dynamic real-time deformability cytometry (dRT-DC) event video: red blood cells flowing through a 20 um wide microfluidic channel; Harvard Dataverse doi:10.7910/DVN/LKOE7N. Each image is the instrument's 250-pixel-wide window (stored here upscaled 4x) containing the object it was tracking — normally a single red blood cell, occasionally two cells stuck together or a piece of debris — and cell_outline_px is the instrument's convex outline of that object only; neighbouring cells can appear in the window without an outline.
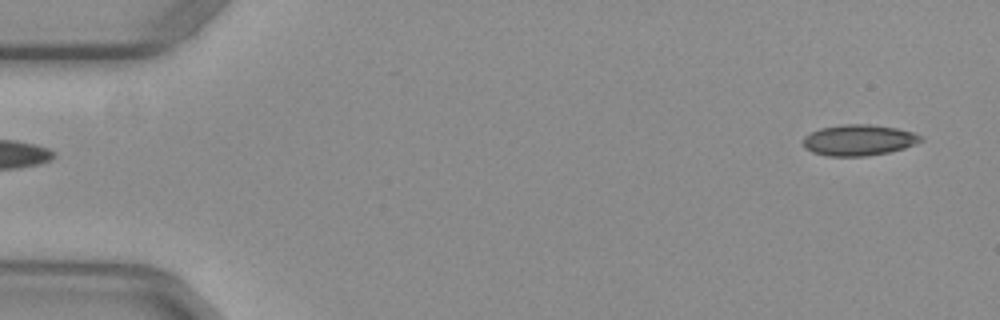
{"species": "common noctule bat (a hibernating species)", "species_latin": "Nyctalus noctula", "temperature_condition": "warm", "stored_images_in_passage": 50, "camera_frame_rate_fps": 3000, "um_per_image_px": 0.085, "animal": {"sex": "female", "body_mass_g": 29.2, "forearm_length_mm": 56.3}, "frame": {"image": 1, "passage_image": 1, "time_ms": 0.0, "image_size_px": [1000, 320], "cell_outline_px": [[924, 140], [904, 148], [888, 152], [864, 156], [828, 156], [812, 152], [804, 148], [804, 136], [820, 128], [844, 124], [872, 124], [896, 128], [912, 132], [920, 136]], "centroid_in_image_um": [72.98, 11.9], "position_along_channel_um": 12.0, "area_um2": 21.1}}
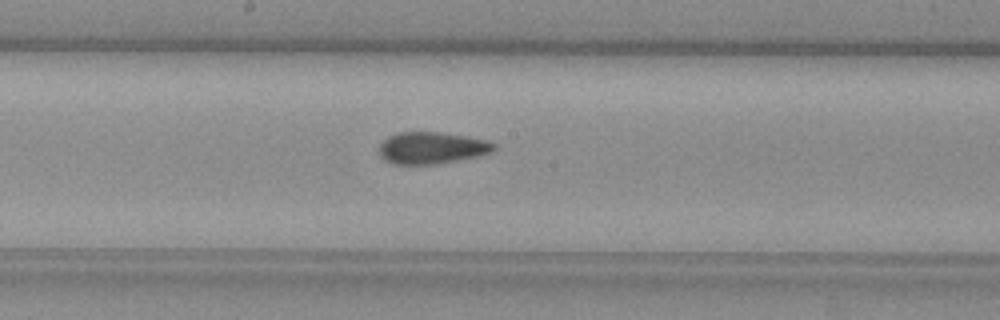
{"frame": {"image": 2, "passage_image": 26, "time_ms": 8.333, "image_size_px": [1000, 320], "cell_outline_px": [[496, 148], [492, 152], [480, 156], [436, 164], [392, 164], [384, 160], [380, 156], [380, 144], [388, 136], [400, 132], [440, 132], [488, 140], [496, 144]], "centroid_in_image_um": [36.72, 12.58], "position_along_channel_um": 211.5, "area_um2": 21.39}}
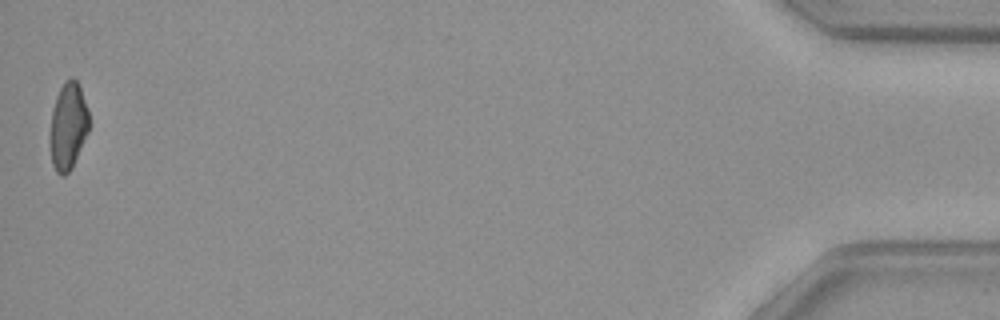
{"frame": {"image": 3, "passage_image": 50, "time_ms": 16.333, "image_size_px": [1000, 320], "cell_outline_px": [[88, 132], [72, 168], [64, 176], [60, 176], [56, 172], [52, 164], [52, 108], [56, 96], [64, 80], [72, 76], [76, 80], [80, 88], [88, 108]], "centroid_in_image_um": [5.81, 10.69], "position_along_channel_um": 429.4, "area_um2": 19.36}, "authors_computed_cell_mechanics": {"area_um2": 21.097, "velocity_mm_per_s": 3.9766, "shape_relaxation_time_tau1_ms": null, "shape_relaxation_time_tau2_ms": 1.7432, "deformation_change_tau1": null, "deformation_change_tau2": 0.0821}}